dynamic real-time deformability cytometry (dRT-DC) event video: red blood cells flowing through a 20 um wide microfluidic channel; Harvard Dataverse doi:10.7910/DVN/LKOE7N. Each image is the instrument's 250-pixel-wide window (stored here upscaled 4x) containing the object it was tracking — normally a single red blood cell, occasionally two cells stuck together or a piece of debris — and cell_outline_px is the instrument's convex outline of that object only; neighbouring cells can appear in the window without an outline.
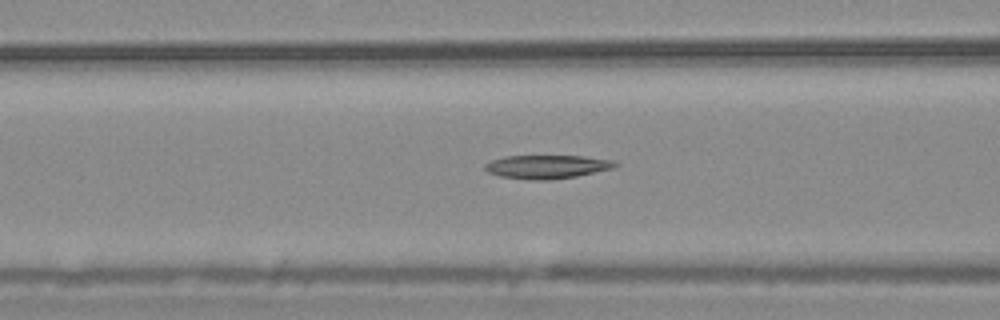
{"species": "common noctule bat (a hibernating species)", "species_latin": "Nyctalus noctula", "temperature_condition": "warm", "stored_images_in_passage": 48, "camera_frame_rate_fps": 3000, "um_per_image_px": 0.085, "animal": {"sex": "male", "body_mass_g": 20.4}, "frame": {"image": 1, "passage_image": 15, "time_ms": 4.667, "image_size_px": [1000, 320], "cell_outline_px": [[620, 164], [612, 168], [576, 176], [552, 180], [528, 180], [500, 176], [488, 172], [484, 168], [484, 164], [492, 160], [504, 156], [584, 156], [616, 160]], "centroid_in_image_um": [46.5, 14.17], "position_along_channel_um": 120.1, "area_um2": 17.98}}
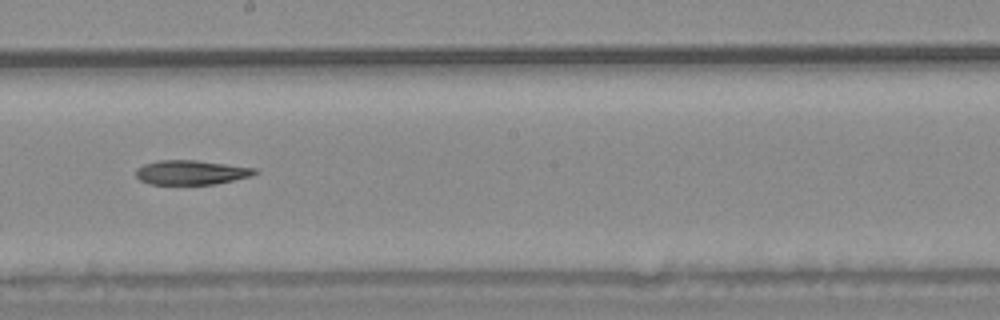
{"frame": {"image": 2, "passage_image": 24, "time_ms": 7.667, "image_size_px": [1000, 320], "cell_outline_px": [[260, 172], [252, 176], [216, 184], [152, 184], [140, 180], [136, 176], [136, 168], [144, 164], [160, 160], [196, 160], [256, 168]], "centroid_in_image_um": [16.28, 14.65], "position_along_channel_um": 231.9, "area_um2": 16.94}}
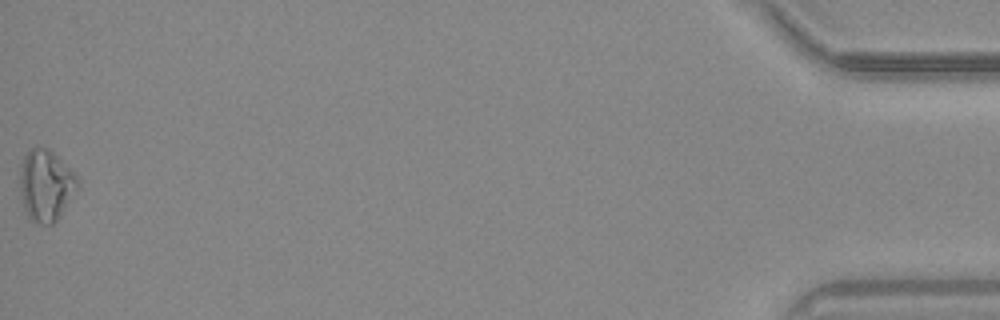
{"frame": {"image": 3, "passage_image": 48, "time_ms": 15.667, "image_size_px": [1000, 320], "cell_outline_px": [[80, 184], [60, 216], [52, 224], [32, 224], [28, 220], [24, 212], [20, 192], [20, 172], [24, 156], [32, 148], [48, 148], [80, 180]], "centroid_in_image_um": [3.87, 15.82], "position_along_channel_um": 431.3, "area_um2": 23.93}}